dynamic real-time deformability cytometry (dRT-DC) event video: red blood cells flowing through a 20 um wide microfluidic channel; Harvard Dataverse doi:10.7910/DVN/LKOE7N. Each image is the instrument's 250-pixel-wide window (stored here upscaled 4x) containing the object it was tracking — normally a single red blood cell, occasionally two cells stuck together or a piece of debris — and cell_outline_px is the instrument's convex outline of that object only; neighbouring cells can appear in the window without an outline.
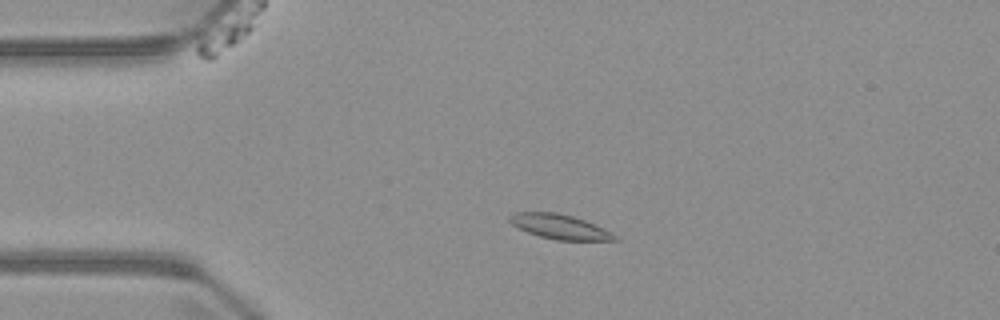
{"species": "common noctule bat (a hibernating species)", "species_latin": "Nyctalus noctula", "temperature_condition": "warm", "stored_images_in_passage": 4, "camera_frame_rate_fps": 3000, "um_per_image_px": 0.085, "animal": {"sex": "male", "body_mass_g": 23.1, "forearm_length_mm": 52.7}, "frame": {"image": 1, "passage_image": 3, "time_ms": 2.333, "image_size_px": [1000, 320], "cell_outline_px": [[620, 240], [556, 240], [540, 236], [516, 228], [508, 220], [508, 216], [516, 212], [556, 212], [572, 216], [584, 220], [604, 228], [612, 232]], "centroid_in_image_um": [47.55, 19.26], "position_along_channel_um": 37.4, "area_um2": 15.09}}